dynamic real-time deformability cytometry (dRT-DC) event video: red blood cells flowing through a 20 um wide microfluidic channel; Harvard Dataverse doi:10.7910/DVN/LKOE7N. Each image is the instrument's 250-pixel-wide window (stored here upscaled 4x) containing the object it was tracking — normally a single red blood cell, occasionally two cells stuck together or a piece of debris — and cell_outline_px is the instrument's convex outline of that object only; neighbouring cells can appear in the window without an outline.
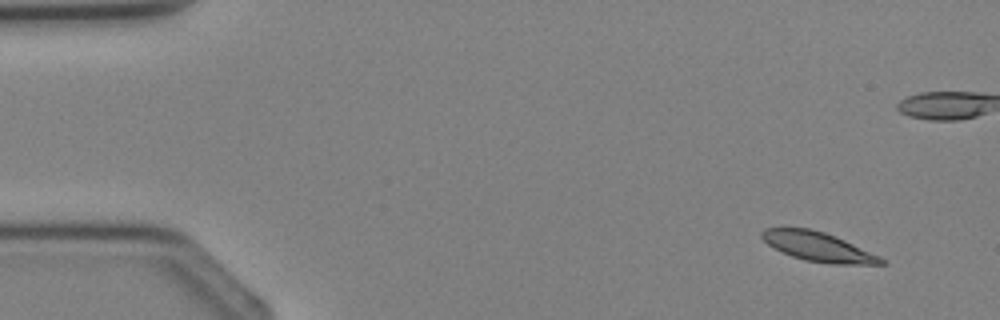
{"species": "Egyptian fruit bat (a non-hibernating species)", "species_latin": "Rousettus aegyptiacus", "temperature_condition": "cold", "stored_images_in_passage": 4, "camera_frame_rate_fps": 3000, "um_per_image_px": 0.085, "animal": {"sex": "female"}, "frame": {"image": 1, "passage_image": 1, "time_ms": 0.0, "image_size_px": [1000, 320], "cell_outline_px": [[888, 264], [832, 264], [804, 260], [792, 256], [768, 244], [760, 236], [760, 232], [764, 228], [808, 228], [824, 232], [844, 240], [880, 256], [888, 260]], "centroid_in_image_um": [69.58, 20.98], "position_along_channel_um": 15.4, "area_um2": 20.17}}